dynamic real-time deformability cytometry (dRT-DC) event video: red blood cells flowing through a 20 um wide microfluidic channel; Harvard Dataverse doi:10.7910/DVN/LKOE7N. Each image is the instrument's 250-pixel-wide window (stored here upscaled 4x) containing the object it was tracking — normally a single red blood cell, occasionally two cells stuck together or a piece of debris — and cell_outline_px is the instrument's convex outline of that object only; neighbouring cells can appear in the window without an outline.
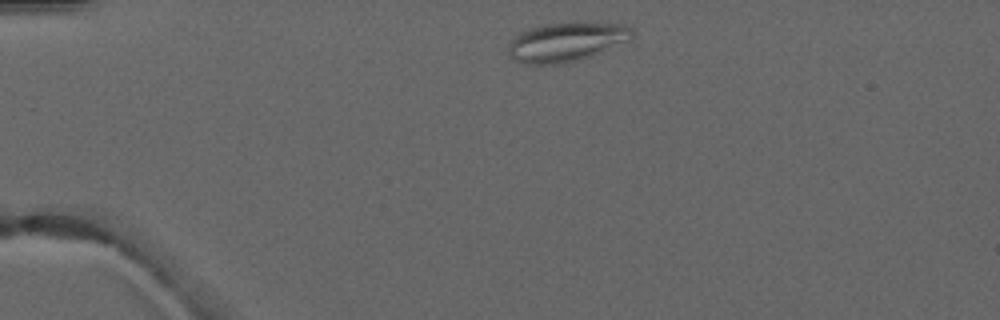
{"species": "common noctule bat (a hibernating species)", "species_latin": "Nyctalus noctula", "temperature_condition": "warm", "stored_images_in_passage": 2, "camera_frame_rate_fps": 3000, "um_per_image_px": 0.085, "animal": {"sex": "male", "forearm_length_mm": 52.5}, "frame": {"image": 1, "passage_image": 1, "time_ms": 0.0, "image_size_px": [1000, 320], "cell_outline_px": [[636, 32], [628, 40], [580, 60], [560, 64], [528, 64], [516, 60], [508, 56], [508, 44], [520, 32], [528, 28], [544, 24], [624, 24], [632, 28]], "centroid_in_image_um": [48.09, 3.58], "position_along_channel_um": 36.9, "area_um2": 27.63}}